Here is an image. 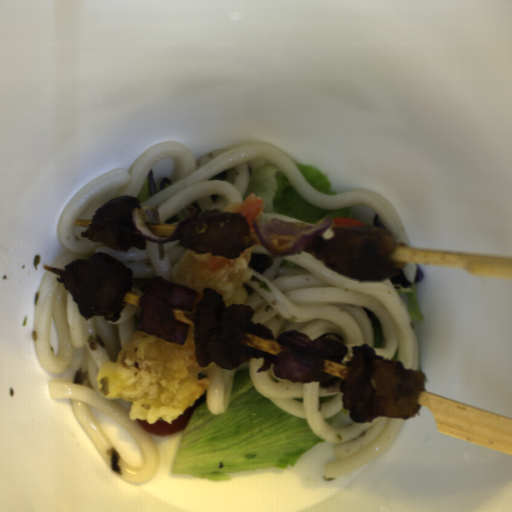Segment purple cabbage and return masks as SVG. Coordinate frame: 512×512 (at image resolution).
<instances>
[{
    "label": "purple cabbage",
    "mask_w": 512,
    "mask_h": 512,
    "mask_svg": "<svg viewBox=\"0 0 512 512\" xmlns=\"http://www.w3.org/2000/svg\"><path fill=\"white\" fill-rule=\"evenodd\" d=\"M372 227H378V228L384 229L385 231H387L390 234V231L381 222L378 213H374V216L372 218Z\"/></svg>",
    "instance_id": "f65ffa83"
},
{
    "label": "purple cabbage",
    "mask_w": 512,
    "mask_h": 512,
    "mask_svg": "<svg viewBox=\"0 0 512 512\" xmlns=\"http://www.w3.org/2000/svg\"><path fill=\"white\" fill-rule=\"evenodd\" d=\"M423 279H424V272L420 268H418L416 266V269H415V279H414L413 286L416 285V284H420Z\"/></svg>",
    "instance_id": "39781b68"
},
{
    "label": "purple cabbage",
    "mask_w": 512,
    "mask_h": 512,
    "mask_svg": "<svg viewBox=\"0 0 512 512\" xmlns=\"http://www.w3.org/2000/svg\"><path fill=\"white\" fill-rule=\"evenodd\" d=\"M146 177L149 178L148 191H149V195L151 198V196H153L157 193L153 169H150L148 171V174Z\"/></svg>",
    "instance_id": "ea28d5fd"
},
{
    "label": "purple cabbage",
    "mask_w": 512,
    "mask_h": 512,
    "mask_svg": "<svg viewBox=\"0 0 512 512\" xmlns=\"http://www.w3.org/2000/svg\"><path fill=\"white\" fill-rule=\"evenodd\" d=\"M390 278L392 284L395 286V288L398 287H410L412 282L408 281L406 278V275L404 271L401 269L400 272L396 275H393Z\"/></svg>",
    "instance_id": "c1f60e8f"
},
{
    "label": "purple cabbage",
    "mask_w": 512,
    "mask_h": 512,
    "mask_svg": "<svg viewBox=\"0 0 512 512\" xmlns=\"http://www.w3.org/2000/svg\"><path fill=\"white\" fill-rule=\"evenodd\" d=\"M173 183L170 178L163 177L159 184V191L164 190L165 188L171 186Z\"/></svg>",
    "instance_id": "9ea6ddef"
}]
</instances>
